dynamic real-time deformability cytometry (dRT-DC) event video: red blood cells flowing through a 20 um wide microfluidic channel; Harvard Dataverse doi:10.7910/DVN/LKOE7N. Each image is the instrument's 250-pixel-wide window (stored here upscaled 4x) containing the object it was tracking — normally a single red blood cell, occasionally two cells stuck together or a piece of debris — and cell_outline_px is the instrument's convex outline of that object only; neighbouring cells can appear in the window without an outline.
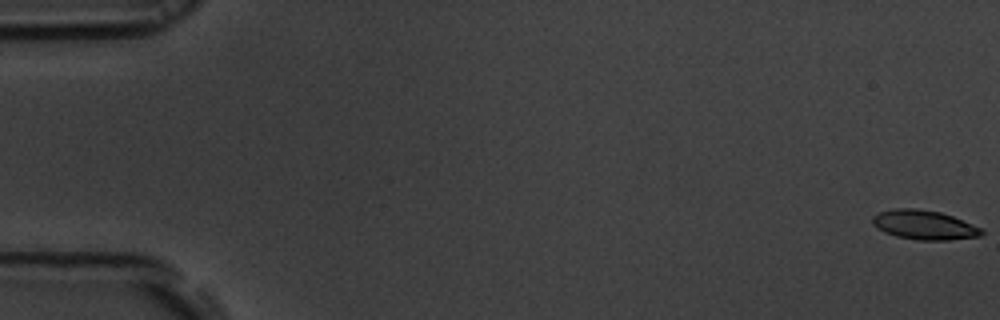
{"species": "common noctule bat (a hibernating species)", "species_latin": "Nyctalus noctula", "temperature_condition": "room temperature", "stored_images_in_passage": 57, "camera_frame_rate_fps": 3000, "um_per_image_px": 0.085, "animal": {"sex": "male", "body_mass_g": 19.5, "forearm_length_mm": 54.6}, "frame": {"image": 1, "passage_image": 1, "time_ms": 0.0, "image_size_px": [1000, 320], "cell_outline_px": [[984, 232], [980, 236], [948, 240], [920, 240], [896, 236], [884, 232], [876, 228], [872, 224], [872, 216], [880, 212], [892, 208], [916, 208], [940, 212], [952, 216], [980, 228]], "centroid_in_image_um": [78.5, 19.11], "position_along_channel_um": 6.5, "area_um2": 18.55}}
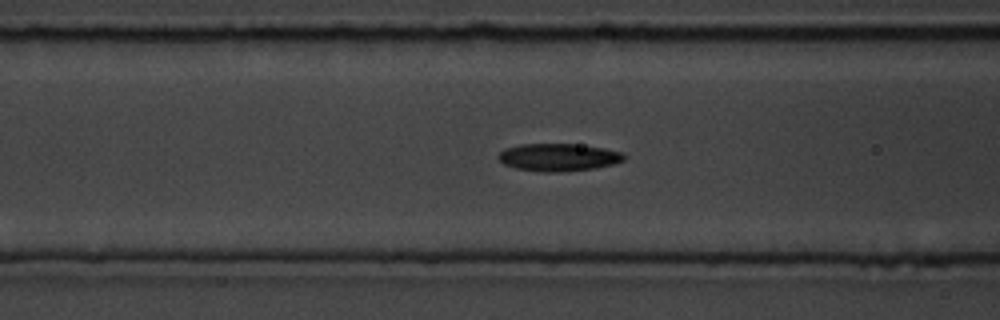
{"frame": {"image": 2, "passage_image": 23, "time_ms": 7.333, "image_size_px": [1000, 320], "cell_outline_px": [[624, 160], [612, 164], [596, 168], [560, 172], [540, 172], [516, 168], [504, 164], [496, 156], [504, 148], [520, 144], [572, 144], [604, 148], [624, 152]], "centroid_in_image_um": [47.44, 13.37], "position_along_channel_um": 119.2, "area_um2": 20.23}}
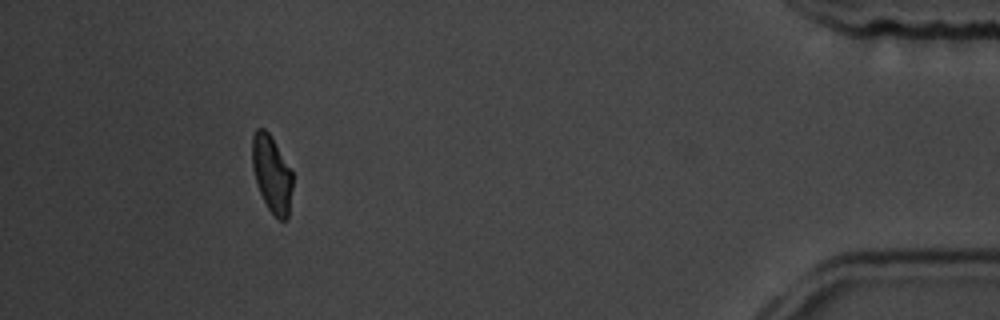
{"frame": {"image": 3, "passage_image": 52, "time_ms": 17.0, "image_size_px": [1000, 320], "cell_outline_px": [[292, 188], [288, 216], [284, 220], [280, 220], [268, 208], [256, 184], [252, 168], [252, 136], [256, 128], [264, 128], [272, 136], [292, 172]], "centroid_in_image_um": [23.08, 14.74], "position_along_channel_um": 412.1, "area_um2": 18.03}, "authors_computed_cell_mechanics": {"area_um2": 19.4208, "velocity_mm_per_s": 3.6583, "shape_relaxation_time_tau1_ms": 5.2728, "shape_relaxation_time_tau2_ms": 2.9342, "deformation_change_tau1": 0.1364, "deformation_change_tau2": 0.0862}}